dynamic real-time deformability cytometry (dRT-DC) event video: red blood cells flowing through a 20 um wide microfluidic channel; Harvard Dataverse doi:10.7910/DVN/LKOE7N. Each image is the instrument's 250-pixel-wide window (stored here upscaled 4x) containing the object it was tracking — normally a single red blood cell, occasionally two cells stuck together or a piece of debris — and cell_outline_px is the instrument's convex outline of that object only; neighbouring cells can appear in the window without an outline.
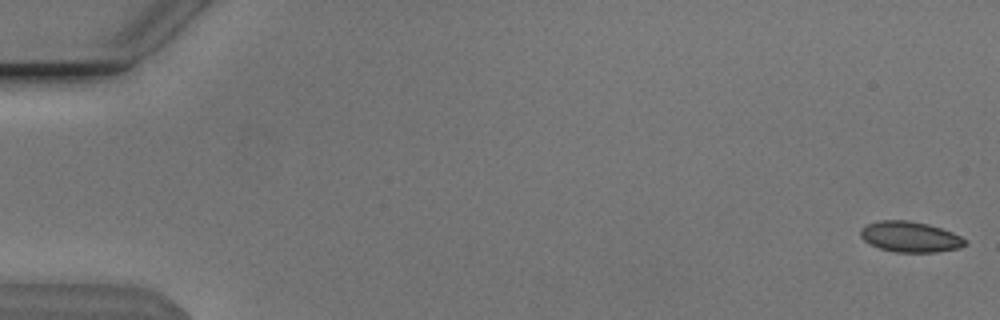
{"species": "Egyptian fruit bat (a non-hibernating species)", "species_latin": "Rousettus aegyptiacus", "temperature_condition": "cold", "stored_images_in_passage": 14, "camera_frame_rate_fps": 3000, "um_per_image_px": 0.085, "animal": {"sex": "male"}, "frame": {"image": 1, "passage_image": 1, "time_ms": 0.0, "image_size_px": [1000, 320], "cell_outline_px": [[968, 244], [960, 248], [936, 252], [896, 252], [880, 248], [864, 240], [860, 236], [860, 228], [868, 224], [880, 220], [908, 220], [928, 224], [952, 232], [968, 240]], "centroid_in_image_um": [77.39, 20.13], "position_along_channel_um": 7.6, "area_um2": 18.67}}
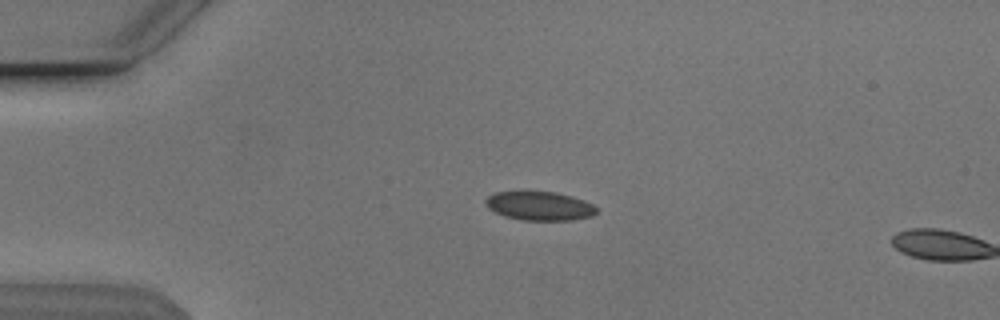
{"frame": {"image": 2, "passage_image": 13, "time_ms": 4.0, "image_size_px": [1000, 320], "cell_outline_px": [[596, 212], [592, 216], [572, 220], [520, 220], [504, 216], [488, 208], [484, 204], [484, 200], [488, 196], [496, 192], [556, 192], [572, 196], [584, 200], [592, 204], [596, 208]], "centroid_in_image_um": [45.84, 17.51], "position_along_channel_um": 39.2, "area_um2": 18.61}}